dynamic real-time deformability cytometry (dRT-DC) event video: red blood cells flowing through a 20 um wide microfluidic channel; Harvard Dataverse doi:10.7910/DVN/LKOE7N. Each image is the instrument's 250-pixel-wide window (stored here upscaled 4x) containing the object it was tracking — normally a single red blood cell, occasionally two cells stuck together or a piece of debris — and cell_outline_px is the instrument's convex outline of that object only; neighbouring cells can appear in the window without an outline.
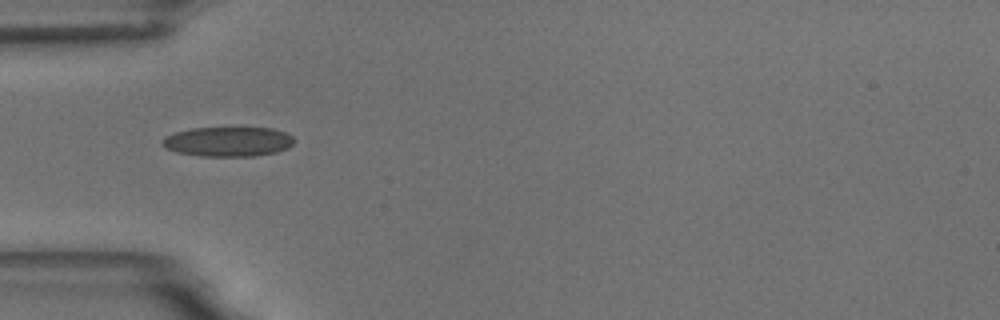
{"species": "common noctule bat (a hibernating species)", "species_latin": "Nyctalus noctula", "temperature_condition": "room temperature", "stored_images_in_passage": 3, "camera_frame_rate_fps": 3000, "um_per_image_px": 0.085, "animal": {"sex": "male", "body_mass_g": 18.8}, "frame": {"image": 1, "passage_image": 1, "time_ms": 0.0, "image_size_px": [1000, 320], "cell_outline_px": [[296, 140], [288, 148], [276, 152], [256, 156], [200, 156], [176, 152], [164, 148], [160, 144], [160, 140], [164, 136], [176, 132], [192, 128], [272, 128], [284, 132], [292, 136]], "centroid_in_image_um": [19.35, 12.04], "position_along_channel_um": 65.7, "area_um2": 23.0}}
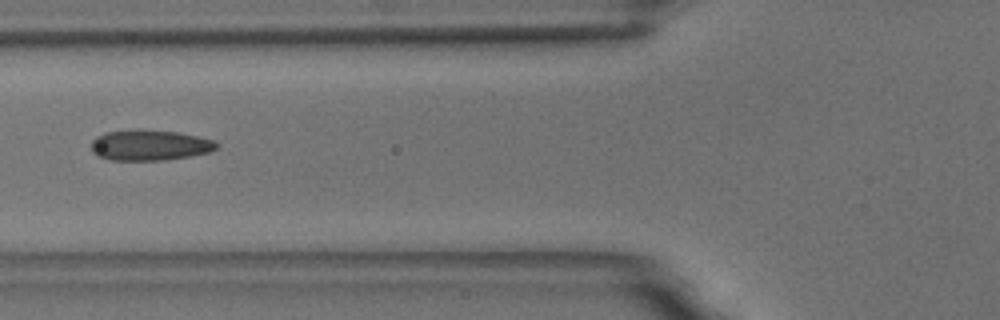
{"frame": {"image": 2, "passage_image": 2, "time_ms": 1.333, "image_size_px": [1000, 320], "cell_outline_px": [[220, 144], [216, 148], [208, 152], [192, 156], [164, 160], [112, 160], [96, 156], [92, 152], [92, 140], [96, 136], [104, 132], [136, 128], [140, 128], [180, 132], [216, 140]], "centroid_in_image_um": [12.73, 12.32], "position_along_channel_um": 113.1, "area_um2": 22.95}}